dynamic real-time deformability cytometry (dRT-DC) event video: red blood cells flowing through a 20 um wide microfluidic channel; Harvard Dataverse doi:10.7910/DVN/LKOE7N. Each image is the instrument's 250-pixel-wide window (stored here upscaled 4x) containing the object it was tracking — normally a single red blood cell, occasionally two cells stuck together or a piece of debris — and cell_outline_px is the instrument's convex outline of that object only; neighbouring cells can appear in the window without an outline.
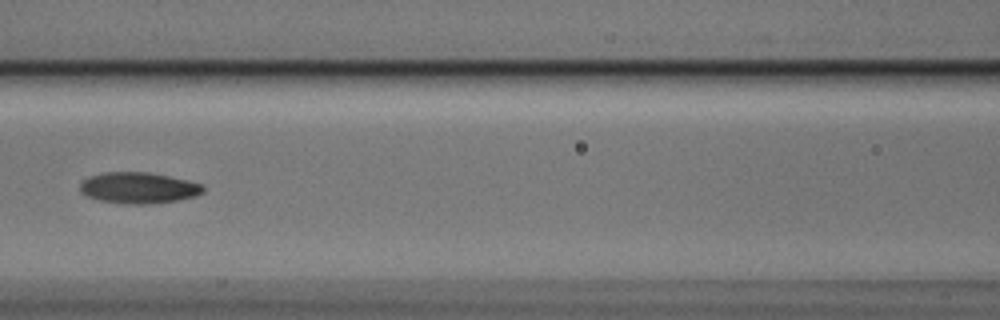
{"species": "Egyptian fruit bat (a non-hibernating species)", "species_latin": "Rousettus aegyptiacus", "temperature_condition": "cold", "stored_images_in_passage": 6, "camera_frame_rate_fps": 3000, "um_per_image_px": 0.085, "animal": {"sex": "male"}, "frame": {"image": 1, "passage_image": 6, "time_ms": 1.667, "image_size_px": [1000, 320], "cell_outline_px": [[204, 192], [196, 196], [176, 200], [152, 204], [124, 204], [100, 200], [88, 196], [80, 192], [80, 184], [88, 176], [104, 172], [148, 172], [188, 180], [204, 184]], "centroid_in_image_um": [11.79, 15.97], "position_along_channel_um": 154.8, "area_um2": 22.43}}